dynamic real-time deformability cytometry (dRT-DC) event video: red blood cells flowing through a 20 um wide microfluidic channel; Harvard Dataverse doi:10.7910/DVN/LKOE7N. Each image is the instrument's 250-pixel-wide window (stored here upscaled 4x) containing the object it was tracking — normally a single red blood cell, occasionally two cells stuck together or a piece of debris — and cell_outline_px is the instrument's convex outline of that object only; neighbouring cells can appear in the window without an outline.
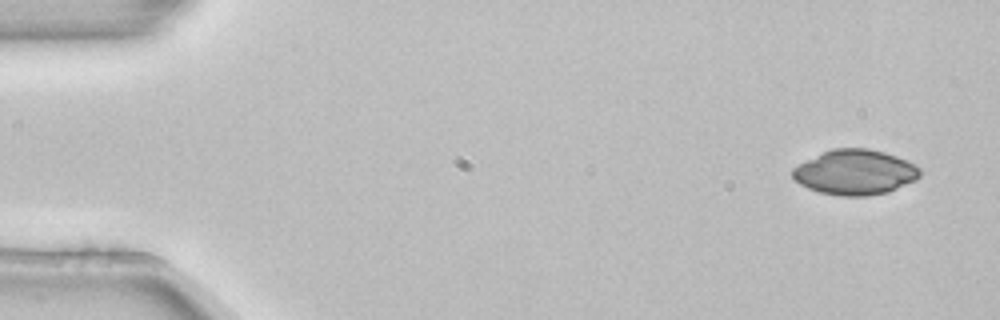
{"species": "common noctule bat (a hibernating species)", "species_latin": "Nyctalus noctula", "temperature_condition": "room temperature", "stored_images_in_passage": 4, "camera_frame_rate_fps": 3000, "um_per_image_px": 0.085, "animal": {"sex": "female", "body_mass_g": 22.7, "forearm_length_mm": 54.2}, "frame": {"image": 1, "passage_image": 1, "time_ms": 0.0, "image_size_px": [1000, 320], "cell_outline_px": [[920, 176], [916, 180], [888, 192], [868, 196], [840, 196], [820, 192], [808, 188], [800, 184], [792, 176], [792, 168], [832, 148], [868, 148], [884, 152], [896, 156], [920, 168]], "centroid_in_image_um": [72.69, 14.65], "position_along_channel_um": 12.3, "area_um2": 33.18}}